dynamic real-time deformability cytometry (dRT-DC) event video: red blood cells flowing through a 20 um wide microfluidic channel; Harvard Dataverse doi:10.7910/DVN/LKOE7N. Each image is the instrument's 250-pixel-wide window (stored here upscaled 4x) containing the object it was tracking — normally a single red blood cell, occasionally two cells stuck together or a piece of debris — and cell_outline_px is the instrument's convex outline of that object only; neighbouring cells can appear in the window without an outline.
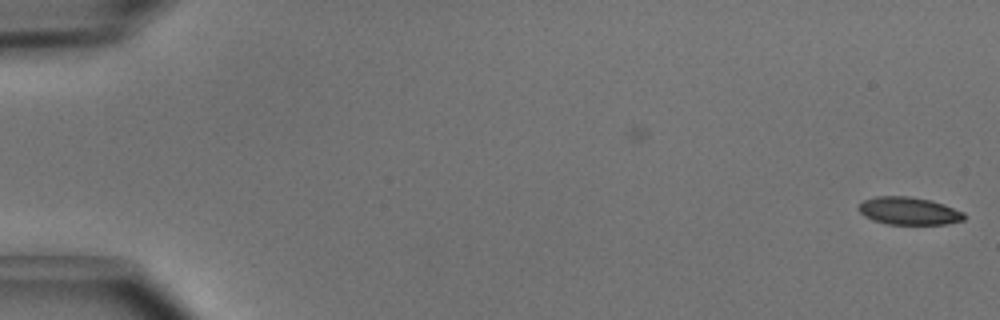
{"species": "common noctule bat (a hibernating species)", "species_latin": "Nyctalus noctula", "temperature_condition": "cold", "stored_images_in_passage": 4, "camera_frame_rate_fps": 3000, "um_per_image_px": 0.085, "animal": {"sex": "male", "body_mass_g": 15.6}, "frame": {"image": 1, "passage_image": 4, "time_ms": 1.0, "image_size_px": [1000, 320], "cell_outline_px": [[964, 220], [948, 224], [888, 224], [872, 220], [864, 216], [856, 208], [864, 200], [876, 196], [908, 196], [932, 200], [944, 204], [964, 212]], "centroid_in_image_um": [77.24, 17.93], "position_along_channel_um": 7.8, "area_um2": 17.11}}